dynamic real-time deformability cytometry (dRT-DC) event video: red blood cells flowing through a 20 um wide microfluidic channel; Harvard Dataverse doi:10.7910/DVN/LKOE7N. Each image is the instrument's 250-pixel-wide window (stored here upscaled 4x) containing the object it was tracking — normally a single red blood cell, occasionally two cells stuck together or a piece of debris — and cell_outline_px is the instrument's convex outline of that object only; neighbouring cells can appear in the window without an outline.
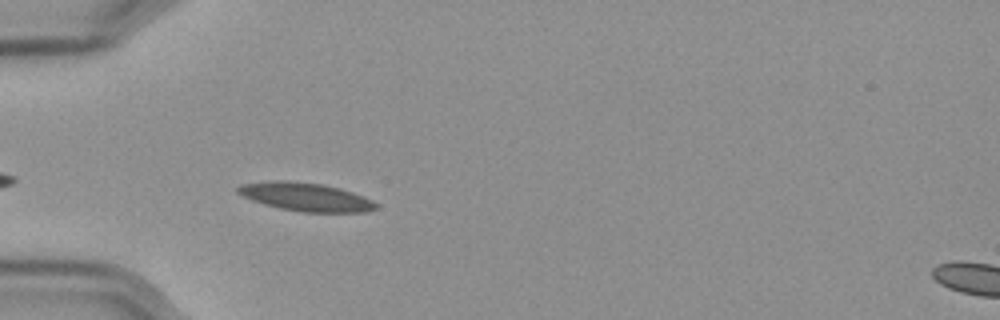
{"species": "Egyptian fruit bat (a non-hibernating species)", "species_latin": "Rousettus aegyptiacus", "temperature_condition": "cold", "stored_images_in_passage": 31, "camera_frame_rate_fps": 3000, "um_per_image_px": 0.085, "frame": {"image": 1, "passage_image": 4, "time_ms": 1.0, "image_size_px": [1000, 320], "cell_outline_px": [[380, 204], [376, 208], [364, 212], [300, 212], [280, 208], [264, 204], [252, 200], [236, 192], [236, 188], [240, 184], [272, 180], [288, 180], [324, 184], [340, 188], [364, 196]], "centroid_in_image_um": [25.99, 16.72], "position_along_channel_um": 59.0, "area_um2": 23.0}}
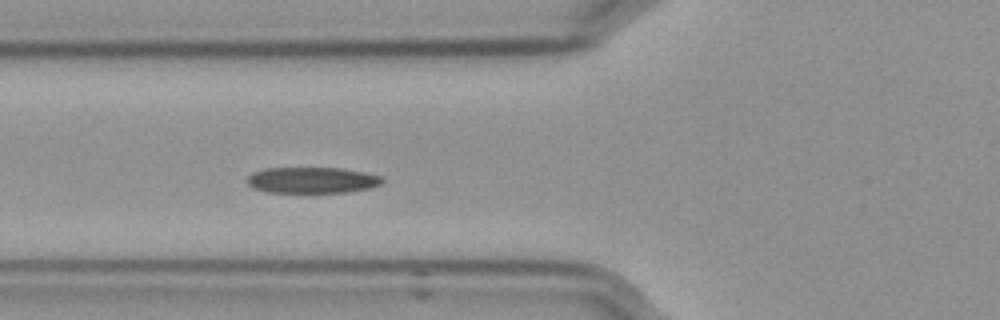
{"frame": {"image": 2, "passage_image": 8, "time_ms": 2.333, "image_size_px": [1000, 320], "cell_outline_px": [[384, 180], [380, 184], [372, 188], [348, 192], [268, 192], [252, 188], [248, 184], [248, 176], [252, 172], [264, 168], [340, 168], [364, 172], [380, 176]], "centroid_in_image_um": [26.52, 15.31], "position_along_channel_um": 99.3, "area_um2": 20.52}}
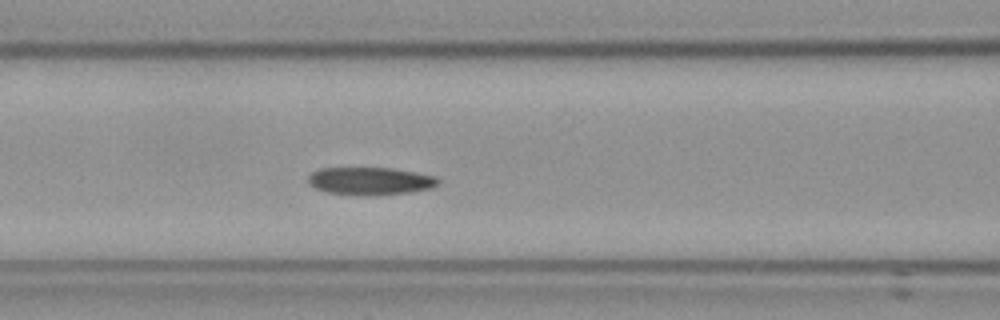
{"frame": {"image": 3, "passage_image": 11, "time_ms": 3.333, "image_size_px": [1000, 320], "cell_outline_px": [[440, 180], [432, 188], [408, 192], [368, 196], [328, 192], [316, 188], [308, 184], [308, 176], [312, 172], [320, 168], [392, 168], [436, 176]], "centroid_in_image_um": [31.45, 15.38], "position_along_channel_um": 135.1, "area_um2": 20.87}, "authors_computed_cell_mechanics": {"area_um2": 21.0392, "velocity_mm_per_s": 3.5345, "shape_relaxation_time_tau1_ms": 6.2298, "shape_relaxation_time_tau2_ms": 4.1386, "deformation_change_tau1": 0.1516, "deformation_change_tau2": 0.0847}}